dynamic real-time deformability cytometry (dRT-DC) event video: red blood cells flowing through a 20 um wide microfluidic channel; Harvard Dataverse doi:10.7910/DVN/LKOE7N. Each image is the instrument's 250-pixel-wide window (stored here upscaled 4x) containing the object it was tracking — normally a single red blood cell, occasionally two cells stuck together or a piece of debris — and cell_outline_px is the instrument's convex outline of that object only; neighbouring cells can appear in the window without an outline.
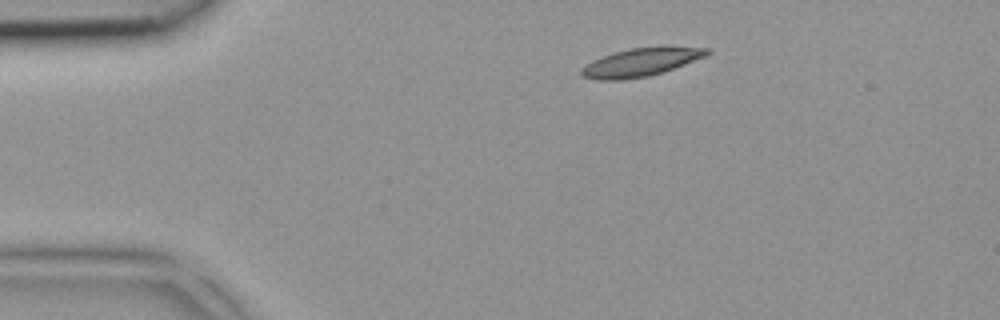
{"species": "common noctule bat (a hibernating species)", "species_latin": "Nyctalus noctula", "temperature_condition": "room temperature", "stored_images_in_passage": 4, "camera_frame_rate_fps": 3000, "um_per_image_px": 0.085, "animal": {"sex": "female", "body_mass_g": 18.4}, "frame": {"image": 1, "passage_image": 4, "time_ms": 1.0, "image_size_px": [1000, 320], "cell_outline_px": [[712, 52], [704, 56], [684, 64], [648, 76], [620, 80], [596, 80], [580, 76], [580, 68], [592, 60], [616, 52], [632, 48], [712, 48]], "centroid_in_image_um": [54.36, 5.32], "position_along_channel_um": 30.6, "area_um2": 19.88}}